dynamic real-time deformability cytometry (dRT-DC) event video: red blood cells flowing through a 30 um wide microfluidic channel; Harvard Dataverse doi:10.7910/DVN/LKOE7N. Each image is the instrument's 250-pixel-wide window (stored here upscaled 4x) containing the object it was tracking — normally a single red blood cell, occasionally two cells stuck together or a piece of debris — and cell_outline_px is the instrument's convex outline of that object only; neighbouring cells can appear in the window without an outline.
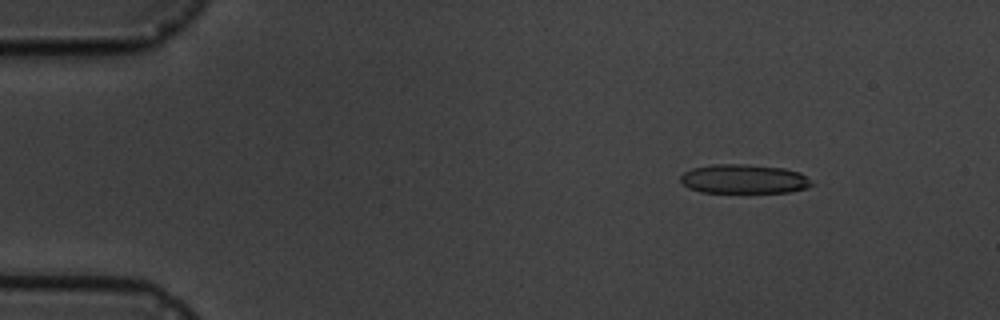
{"species": "common noctule bat (a hibernating species)", "species_latin": "Nyctalus noctula", "temperature_condition": "cold", "stored_images_in_passage": 7, "camera_frame_rate_fps": 3000, "um_per_image_px": 0.085, "animal": {"sex": "male", "body_mass_g": 19.5, "forearm_length_mm": 54.6}, "frame": {"image": 1, "passage_image": 2, "time_ms": 1.333, "image_size_px": [1000, 320], "cell_outline_px": [[816, 184], [804, 188], [788, 192], [700, 192], [688, 188], [680, 180], [680, 176], [684, 172], [692, 168], [712, 164], [748, 164], [784, 168], [800, 172]], "centroid_in_image_um": [63.23, 15.2], "position_along_channel_um": 21.8, "area_um2": 22.37}}
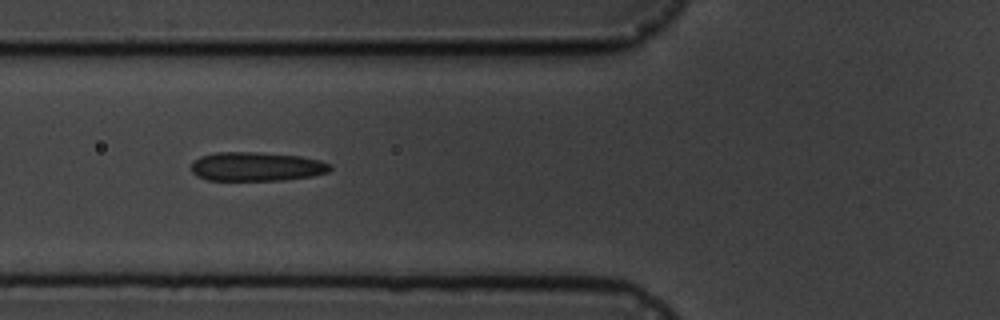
{"frame": {"image": 2, "passage_image": 6, "time_ms": 6.0, "image_size_px": [1000, 320], "cell_outline_px": [[332, 168], [328, 172], [312, 176], [284, 180], [208, 180], [196, 176], [192, 172], [192, 164], [200, 156], [212, 152], [256, 152], [300, 156], [320, 160], [328, 164]], "centroid_in_image_um": [21.78, 14.16], "position_along_channel_um": 104.0, "area_um2": 23.47}}
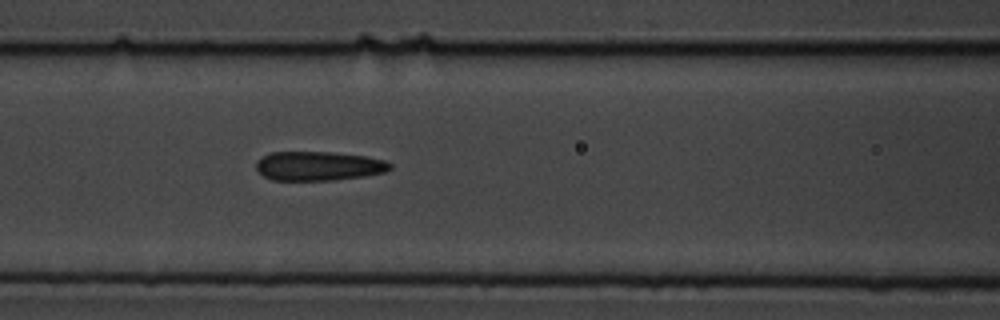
{"frame": {"image": 3, "passage_image": 7, "time_ms": 7.0, "image_size_px": [1000, 320], "cell_outline_px": [[392, 168], [384, 172], [364, 176], [332, 180], [272, 180], [264, 176], [256, 168], [256, 160], [272, 152], [332, 152], [364, 156], [384, 160], [392, 164]], "centroid_in_image_um": [27.07, 14.11], "position_along_channel_um": 139.5, "area_um2": 22.66}}